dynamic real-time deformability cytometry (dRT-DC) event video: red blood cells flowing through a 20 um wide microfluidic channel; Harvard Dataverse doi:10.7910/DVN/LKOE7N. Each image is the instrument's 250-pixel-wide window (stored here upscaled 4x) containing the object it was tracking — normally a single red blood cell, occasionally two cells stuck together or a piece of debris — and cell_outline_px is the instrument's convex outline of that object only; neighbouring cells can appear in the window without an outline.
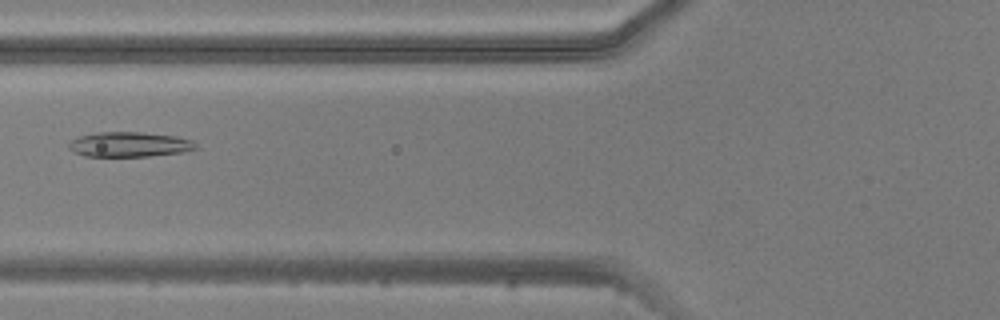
{"species": "common noctule bat (a hibernating species)", "species_latin": "Nyctalus noctula", "temperature_condition": "warm", "stored_images_in_passage": 8, "camera_frame_rate_fps": 3000, "um_per_image_px": 0.085, "animal": {"sex": "male", "body_mass_g": 20.5, "forearm_length_mm": 52.5}, "frame": {"image": 1, "passage_image": 5, "time_ms": 4.667, "image_size_px": [1000, 320], "cell_outline_px": [[200, 148], [184, 152], [148, 156], [84, 156], [68, 148], [68, 144], [72, 140], [80, 136], [96, 132], [140, 132], [176, 136], [192, 140]], "centroid_in_image_um": [11.04, 12.27], "position_along_channel_um": 114.8, "area_um2": 18.44}}
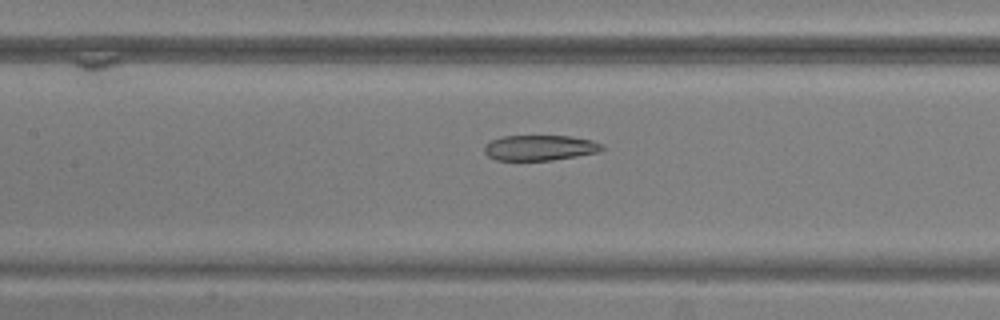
{"frame": {"image": 2, "passage_image": 8, "time_ms": 9.333, "image_size_px": [1000, 320], "cell_outline_px": [[604, 148], [600, 152], [552, 160], [496, 160], [488, 156], [484, 152], [484, 144], [492, 140], [504, 136], [568, 136], [592, 140], [600, 144]], "centroid_in_image_um": [45.86, 12.56], "position_along_channel_um": 161.5, "area_um2": 17.34}}